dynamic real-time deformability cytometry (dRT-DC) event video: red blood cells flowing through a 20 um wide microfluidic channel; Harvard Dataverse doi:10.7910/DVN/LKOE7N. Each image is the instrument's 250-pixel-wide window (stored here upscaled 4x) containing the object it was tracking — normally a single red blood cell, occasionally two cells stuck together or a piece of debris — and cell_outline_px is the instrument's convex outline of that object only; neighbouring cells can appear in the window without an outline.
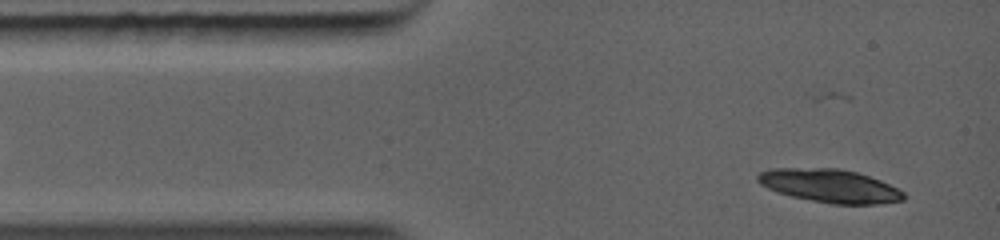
{"species": "common noctule bat (a hibernating species)", "species_latin": "Nyctalus noctula", "temperature_condition": "warm", "stored_images_in_passage": 9, "camera_frame_rate_fps": 5000, "um_per_image_px": 0.085, "animal": {"sex": "female", "body_mass_g": 19.0, "forearm_length_mm": 56.7}, "frame": {"image": 1, "passage_image": 1, "time_ms": 0.0, "image_size_px": [1000, 240], "cell_outline_px": [[904, 200], [876, 204], [832, 204], [792, 196], [768, 188], [760, 184], [756, 180], [756, 176], [760, 172], [768, 168], [836, 168], [856, 172], [880, 180], [904, 192]], "centroid_in_image_um": [70.51, 15.79], "position_along_channel_um": 14.5, "area_um2": 28.09}}